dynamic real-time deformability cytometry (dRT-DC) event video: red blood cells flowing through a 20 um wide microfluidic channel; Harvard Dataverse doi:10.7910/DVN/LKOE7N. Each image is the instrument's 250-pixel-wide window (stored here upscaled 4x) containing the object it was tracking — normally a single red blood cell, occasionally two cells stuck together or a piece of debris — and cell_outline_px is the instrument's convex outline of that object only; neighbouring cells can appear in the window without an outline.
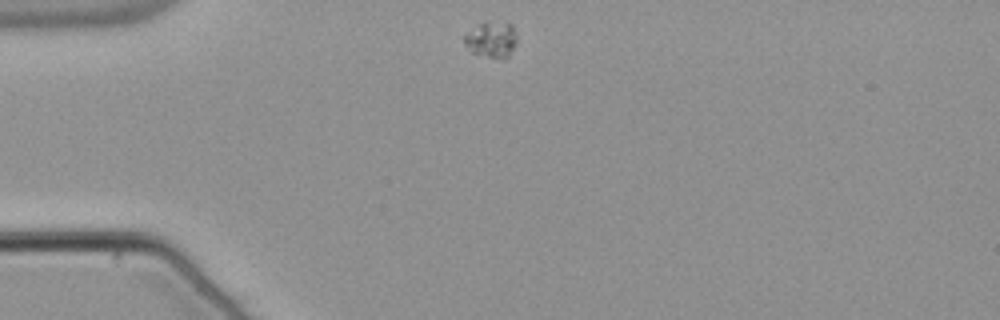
{"species": "common noctule bat (a hibernating species)", "species_latin": "Nyctalus noctula", "temperature_condition": "warm", "stored_images_in_passage": 43, "camera_frame_rate_fps": 3000, "um_per_image_px": 0.085, "animal": {"sex": "male", "body_mass_g": 21.5, "forearm_length_mm": 52.0}, "frame": {"image": 1, "passage_image": 1, "time_ms": 0.0, "image_size_px": [1000, 320], "cell_outline_px": [[516, 44], [508, 56], [488, 56], [472, 52], [464, 44], [464, 36], [480, 24], [512, 24], [516, 36]], "centroid_in_image_um": [41.78, 3.38], "position_along_channel_um": 43.2, "area_um2": 10.12}}
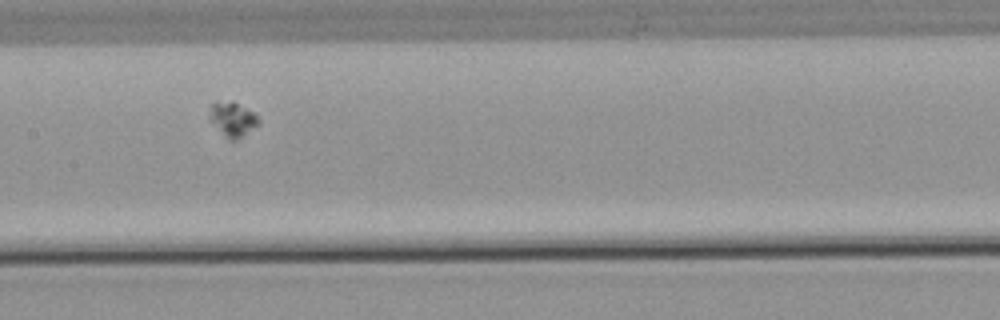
{"frame": {"image": 2, "passage_image": 15, "time_ms": 4.667, "image_size_px": [1000, 320], "cell_outline_px": [[260, 124], [236, 140], [228, 140], [208, 120], [208, 104], [216, 100], [232, 100], [252, 112], [260, 120]], "centroid_in_image_um": [19.68, 10.1], "position_along_channel_um": 187.7, "area_um2": 10.29}}
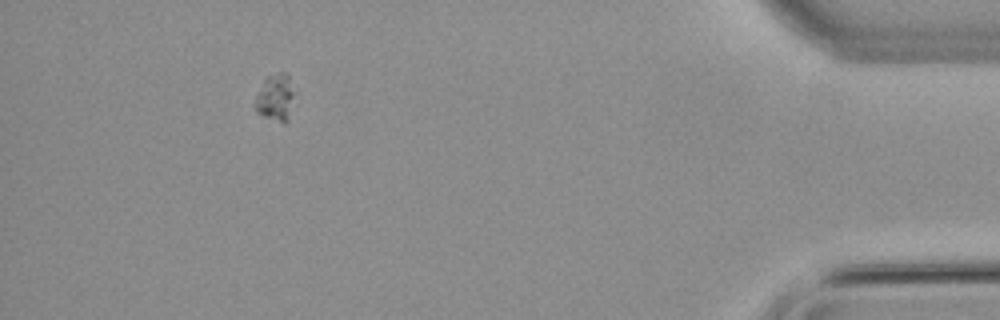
{"frame": {"image": 3, "passage_image": 38, "time_ms": 12.333, "image_size_px": [1000, 320], "cell_outline_px": [[296, 92], [288, 120], [280, 120], [264, 116], [256, 112], [252, 108], [252, 104], [264, 80], [268, 76], [276, 72], [288, 72]], "centroid_in_image_um": [23.42, 8.23], "position_along_channel_um": 411.8, "area_um2": 10.98}}